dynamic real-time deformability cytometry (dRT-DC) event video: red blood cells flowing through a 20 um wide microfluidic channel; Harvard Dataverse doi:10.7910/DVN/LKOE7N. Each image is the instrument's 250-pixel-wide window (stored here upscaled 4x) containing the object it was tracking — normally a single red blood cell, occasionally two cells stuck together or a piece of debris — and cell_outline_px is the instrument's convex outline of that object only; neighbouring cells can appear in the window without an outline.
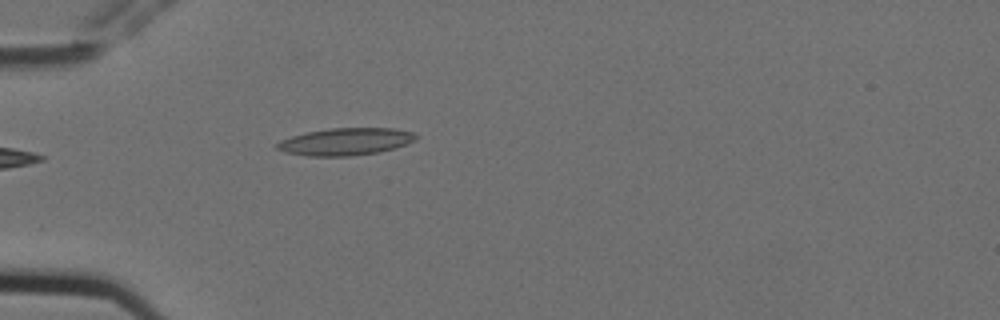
{"species": "Egyptian fruit bat (a non-hibernating species)", "species_latin": "Rousettus aegyptiacus", "temperature_condition": "cold", "stored_images_in_passage": 5, "camera_frame_rate_fps": 3000, "um_per_image_px": 0.085, "animal": {"sex": "female"}, "frame": {"image": 1, "passage_image": 5, "time_ms": 1.333, "image_size_px": [1000, 320], "cell_outline_px": [[416, 140], [392, 148], [376, 152], [348, 156], [308, 156], [284, 152], [276, 148], [276, 144], [280, 140], [292, 136], [308, 132], [332, 128], [392, 128], [412, 132], [416, 136]], "centroid_in_image_um": [29.32, 12.03], "position_along_channel_um": 55.7, "area_um2": 21.68}}